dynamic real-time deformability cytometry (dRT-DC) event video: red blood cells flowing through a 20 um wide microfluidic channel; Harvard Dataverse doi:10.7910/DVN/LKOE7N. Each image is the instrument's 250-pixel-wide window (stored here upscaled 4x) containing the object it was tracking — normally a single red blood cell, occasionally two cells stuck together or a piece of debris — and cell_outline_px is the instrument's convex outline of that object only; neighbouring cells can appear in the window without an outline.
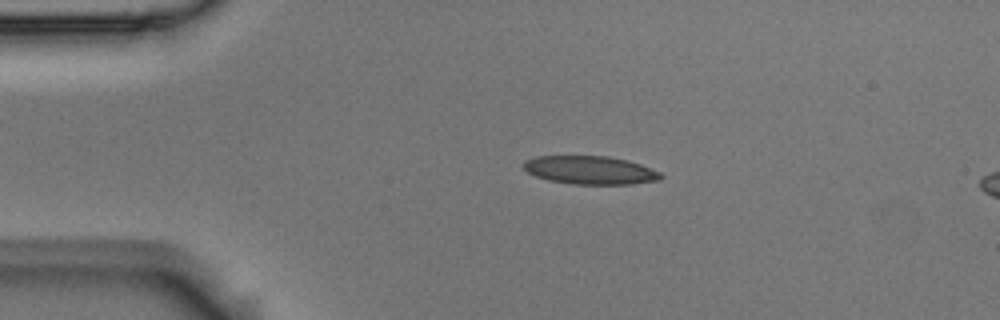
{"species": "Egyptian fruit bat (a non-hibernating species)", "species_latin": "Rousettus aegyptiacus", "temperature_condition": "room temperature", "stored_images_in_passage": 4, "camera_frame_rate_fps": 3000, "um_per_image_px": 0.085, "animal": {"sex": "male"}, "frame": {"image": 1, "passage_image": 3, "time_ms": 0.667, "image_size_px": [1000, 320], "cell_outline_px": [[664, 176], [660, 180], [632, 184], [572, 184], [548, 180], [536, 176], [528, 172], [524, 168], [524, 160], [536, 156], [608, 156], [628, 160], [640, 164], [660, 172]], "centroid_in_image_um": [50.18, 14.46], "position_along_channel_um": 34.8, "area_um2": 22.66}}